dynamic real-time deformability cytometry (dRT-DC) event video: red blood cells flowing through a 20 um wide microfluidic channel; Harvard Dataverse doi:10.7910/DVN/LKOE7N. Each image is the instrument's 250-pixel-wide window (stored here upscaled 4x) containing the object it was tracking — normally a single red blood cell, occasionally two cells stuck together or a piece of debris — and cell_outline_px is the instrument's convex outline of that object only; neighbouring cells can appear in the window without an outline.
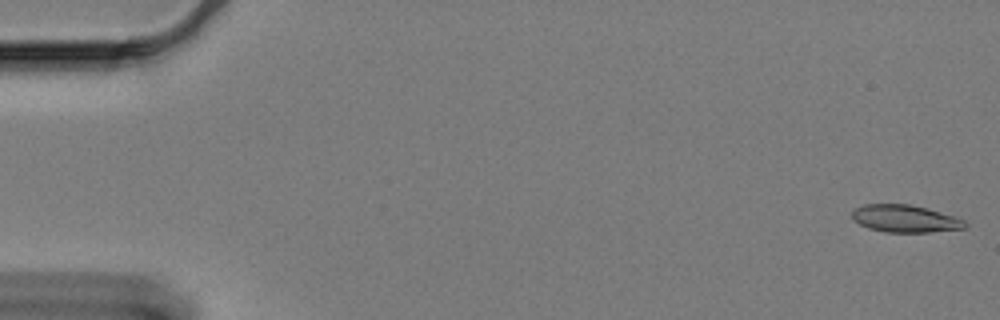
{"species": "Egyptian fruit bat (a non-hibernating species)", "species_latin": "Rousettus aegyptiacus", "temperature_condition": "cold", "stored_images_in_passage": 57, "camera_frame_rate_fps": 3000, "um_per_image_px": 0.085, "animal": {"sex": "female"}, "frame": {"image": 1, "passage_image": 1, "time_ms": 0.0, "image_size_px": [1000, 320], "cell_outline_px": [[968, 228], [928, 232], [884, 232], [868, 228], [852, 220], [852, 212], [856, 208], [864, 204], [908, 204], [924, 208], [952, 216], [964, 220], [968, 224]], "centroid_in_image_um": [76.91, 18.6], "position_along_channel_um": 8.1, "area_um2": 17.86}}
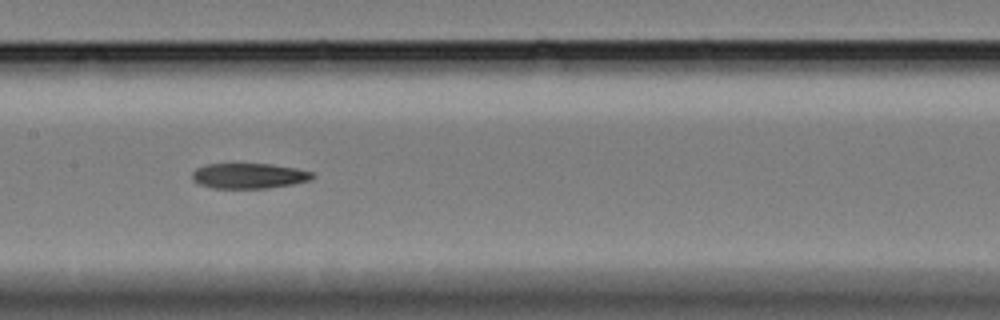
{"frame": {"image": 2, "passage_image": 30, "time_ms": 9.667, "image_size_px": [1000, 320], "cell_outline_px": [[316, 176], [308, 180], [292, 184], [268, 188], [212, 188], [200, 184], [192, 180], [192, 172], [196, 168], [208, 164], [272, 164], [296, 168], [312, 172]], "centroid_in_image_um": [21.15, 14.94], "position_along_channel_um": 186.3, "area_um2": 17.69}}
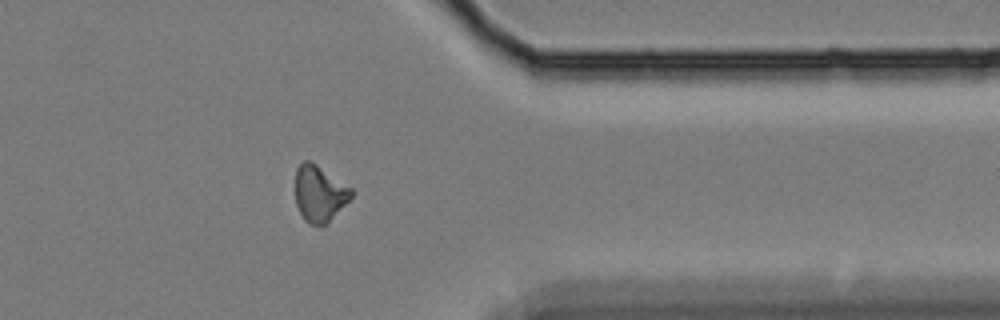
{"frame": {"image": 3, "passage_image": 49, "time_ms": 16.0, "image_size_px": [1000, 320], "cell_outline_px": [[352, 196], [320, 228], [308, 224], [304, 220], [296, 204], [296, 168], [304, 160], [312, 160], [352, 188]], "centroid_in_image_um": [27.12, 16.43], "position_along_channel_um": 384.3, "area_um2": 18.26}}